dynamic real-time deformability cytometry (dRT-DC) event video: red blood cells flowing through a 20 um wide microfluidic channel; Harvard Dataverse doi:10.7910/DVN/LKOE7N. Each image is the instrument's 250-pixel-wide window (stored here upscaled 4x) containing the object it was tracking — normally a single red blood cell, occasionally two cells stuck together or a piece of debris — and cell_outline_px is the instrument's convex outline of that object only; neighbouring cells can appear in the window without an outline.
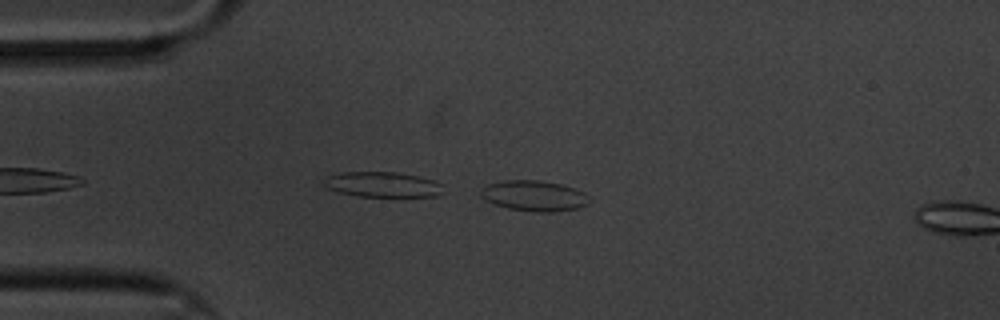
{"species": "common noctule bat (a hibernating species)", "species_latin": "Nyctalus noctula", "temperature_condition": "cold", "stored_images_in_passage": 7, "camera_frame_rate_fps": 3000, "um_per_image_px": 0.085, "animal": {"sex": "male", "body_mass_g": 20.1, "forearm_length_mm": 53.5}, "frame": {"image": 1, "passage_image": 7, "time_ms": 2.0, "image_size_px": [1000, 320], "cell_outline_px": [[588, 204], [580, 208], [552, 212], [532, 212], [508, 208], [496, 204], [480, 196], [480, 188], [488, 184], [504, 180], [540, 180], [560, 184], [576, 188], [584, 192], [588, 196]], "centroid_in_image_um": [45.41, 16.64], "position_along_channel_um": 39.6, "area_um2": 19.42}}